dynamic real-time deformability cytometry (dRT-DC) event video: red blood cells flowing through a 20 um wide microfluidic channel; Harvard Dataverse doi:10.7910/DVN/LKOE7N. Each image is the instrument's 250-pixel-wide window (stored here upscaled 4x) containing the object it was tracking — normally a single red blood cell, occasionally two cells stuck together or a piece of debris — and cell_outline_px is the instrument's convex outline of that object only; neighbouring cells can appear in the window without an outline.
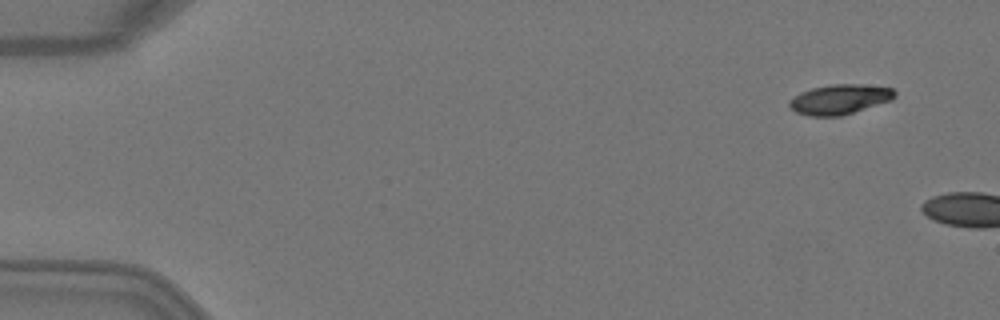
{"species": "Egyptian fruit bat (a non-hibernating species)", "species_latin": "Rousettus aegyptiacus", "temperature_condition": "warm", "stored_images_in_passage": 2, "segment_of_instrument_passage": [2, 2], "camera_frame_rate_fps": 3000, "um_per_image_px": 0.085, "animal": {"sex": "female"}, "frame": {"image": 1, "passage_image": 2, "time_ms": 0.333, "image_size_px": [1000, 320], "cell_outline_px": [[896, 96], [892, 100], [840, 116], [808, 116], [796, 112], [788, 104], [788, 100], [792, 96], [800, 92], [812, 88], [832, 84], [860, 84], [892, 88], [896, 92]], "centroid_in_image_um": [71.35, 8.44], "position_along_channel_um": 13.7, "area_um2": 18.38}}